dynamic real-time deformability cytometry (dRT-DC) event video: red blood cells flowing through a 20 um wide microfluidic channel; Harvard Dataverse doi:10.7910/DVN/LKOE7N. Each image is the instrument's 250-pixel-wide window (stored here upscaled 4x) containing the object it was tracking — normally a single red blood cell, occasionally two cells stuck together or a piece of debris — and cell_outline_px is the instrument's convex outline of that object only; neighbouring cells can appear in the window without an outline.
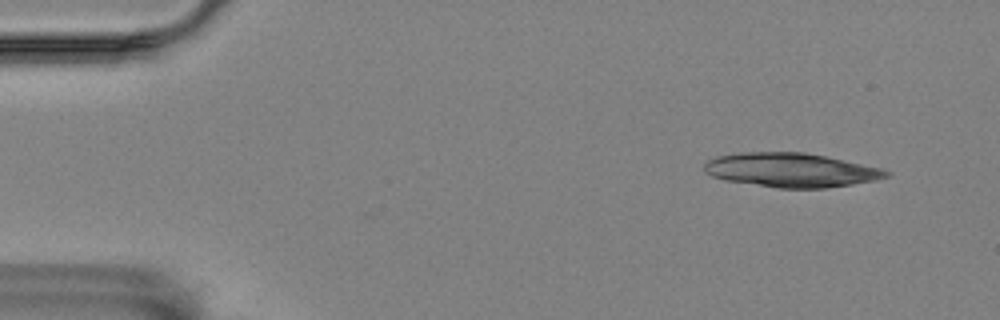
{"species": "Egyptian fruit bat (a non-hibernating species)", "species_latin": "Rousettus aegyptiacus", "temperature_condition": "room temperature", "stored_images_in_passage": 13, "camera_frame_rate_fps": 3000, "um_per_image_px": 0.085, "animal": {"sex": "female"}, "frame": {"image": 1, "passage_image": 1, "time_ms": 0.0, "image_size_px": [1000, 320], "cell_outline_px": [[892, 176], [876, 180], [852, 184], [824, 188], [776, 188], [728, 180], [712, 176], [704, 172], [704, 164], [708, 160], [716, 156], [740, 152], [804, 152], [884, 168], [892, 172]], "centroid_in_image_um": [67.28, 14.45], "position_along_channel_um": 17.7, "area_um2": 36.3}}
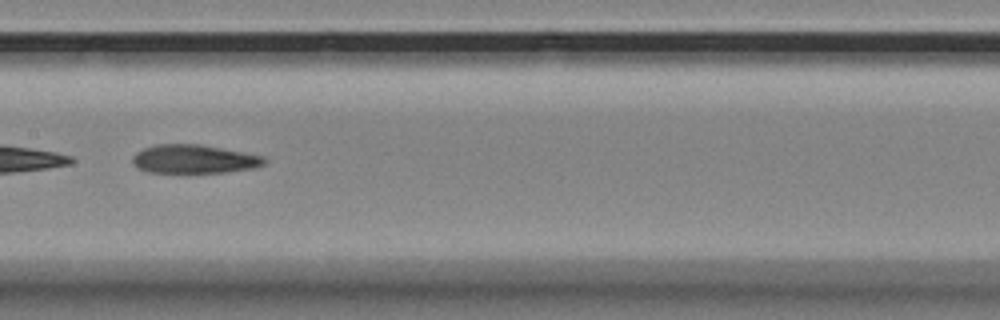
{"frame": {"image": 2, "passage_image": 7, "time_ms": 2.0, "image_size_px": [1000, 320], "cell_outline_px": [[268, 160], [264, 164], [252, 168], [224, 172], [148, 172], [136, 168], [132, 164], [132, 156], [136, 152], [144, 148], [156, 144], [200, 144], [244, 152], [264, 156]], "centroid_in_image_um": [16.46, 13.51], "position_along_channel_um": 190.9, "area_um2": 22.02}}
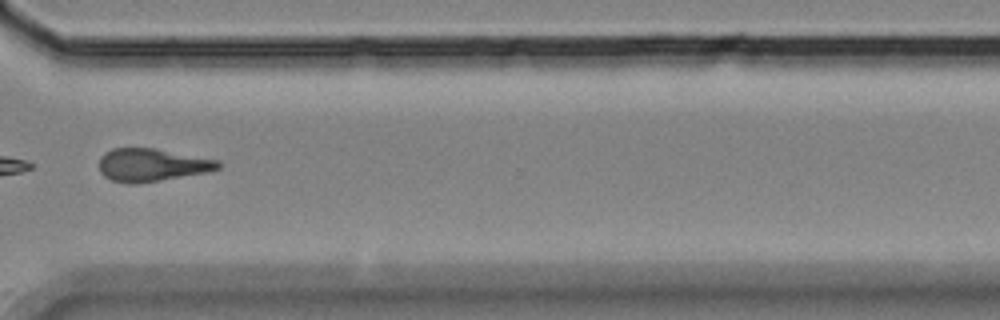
{"frame": {"image": 3, "passage_image": 11, "time_ms": 3.333, "image_size_px": [1000, 320], "cell_outline_px": [[220, 168], [212, 172], [136, 184], [128, 184], [112, 180], [104, 176], [100, 172], [100, 156], [104, 152], [112, 148], [156, 148], [220, 160]], "centroid_in_image_um": [12.94, 14.02], "position_along_channel_um": 357.7, "area_um2": 23.18}}